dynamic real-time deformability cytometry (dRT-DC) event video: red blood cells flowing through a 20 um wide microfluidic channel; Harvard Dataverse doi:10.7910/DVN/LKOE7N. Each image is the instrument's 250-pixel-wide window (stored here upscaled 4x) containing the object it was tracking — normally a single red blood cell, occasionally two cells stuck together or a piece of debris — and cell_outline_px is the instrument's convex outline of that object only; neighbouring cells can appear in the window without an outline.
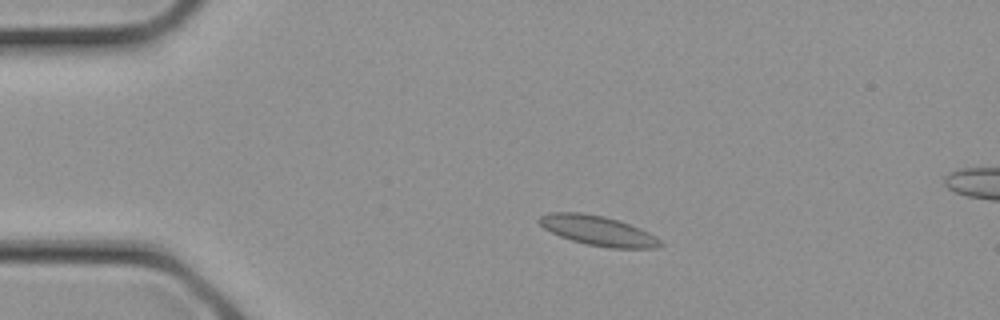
{"species": "common noctule bat (a hibernating species)", "species_latin": "Nyctalus noctula", "temperature_condition": "cold", "stored_images_in_passage": 10, "camera_frame_rate_fps": 3000, "um_per_image_px": 0.085, "animal": {"sex": "female", "body_mass_g": 21.9}, "frame": {"image": 1, "passage_image": 2, "time_ms": 0.333, "image_size_px": [1000, 320], "cell_outline_px": [[664, 244], [656, 248], [608, 248], [588, 244], [572, 240], [560, 236], [544, 228], [536, 220], [540, 216], [548, 212], [580, 212], [604, 216], [620, 220], [640, 228], [656, 236]], "centroid_in_image_um": [50.83, 19.59], "position_along_channel_um": 34.2, "area_um2": 21.1}}
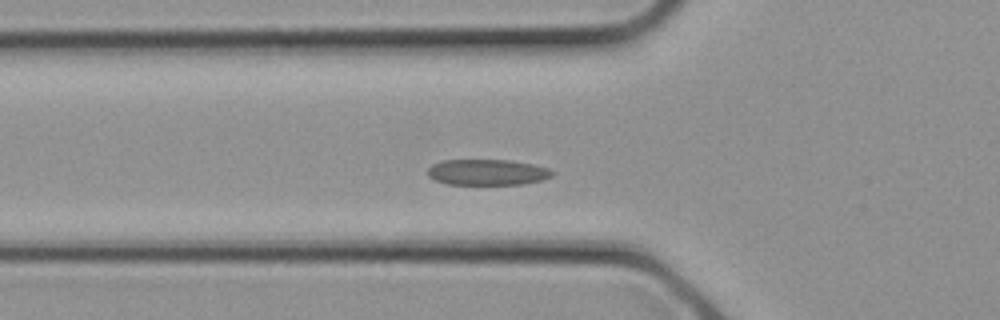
{"frame": {"image": 2, "passage_image": 6, "time_ms": 1.667, "image_size_px": [1000, 320], "cell_outline_px": [[552, 176], [540, 180], [520, 184], [448, 184], [436, 180], [428, 176], [428, 168], [432, 164], [444, 160], [508, 160], [532, 164], [548, 168], [552, 172]], "centroid_in_image_um": [41.38, 14.63], "position_along_channel_um": 84.4, "area_um2": 18.5}}
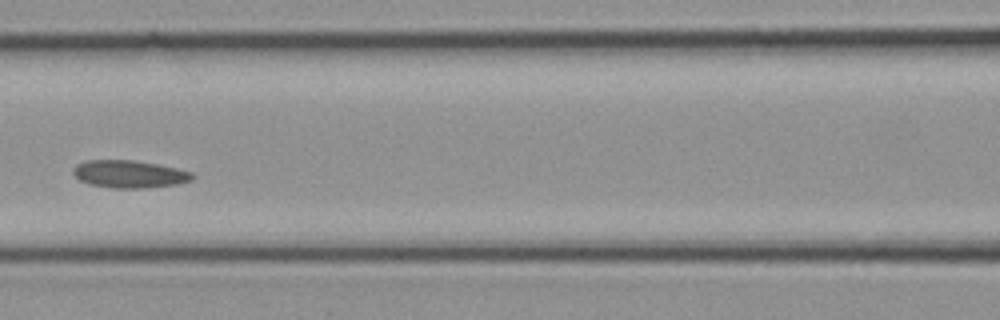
{"frame": {"image": 3, "passage_image": 9, "time_ms": 2.667, "image_size_px": [1000, 320], "cell_outline_px": [[196, 176], [192, 180], [176, 184], [144, 188], [112, 188], [88, 184], [80, 180], [72, 172], [72, 168], [76, 164], [84, 160], [136, 160], [160, 164], [192, 172]], "centroid_in_image_um": [10.98, 14.79], "position_along_channel_um": 155.6, "area_um2": 19.36}}